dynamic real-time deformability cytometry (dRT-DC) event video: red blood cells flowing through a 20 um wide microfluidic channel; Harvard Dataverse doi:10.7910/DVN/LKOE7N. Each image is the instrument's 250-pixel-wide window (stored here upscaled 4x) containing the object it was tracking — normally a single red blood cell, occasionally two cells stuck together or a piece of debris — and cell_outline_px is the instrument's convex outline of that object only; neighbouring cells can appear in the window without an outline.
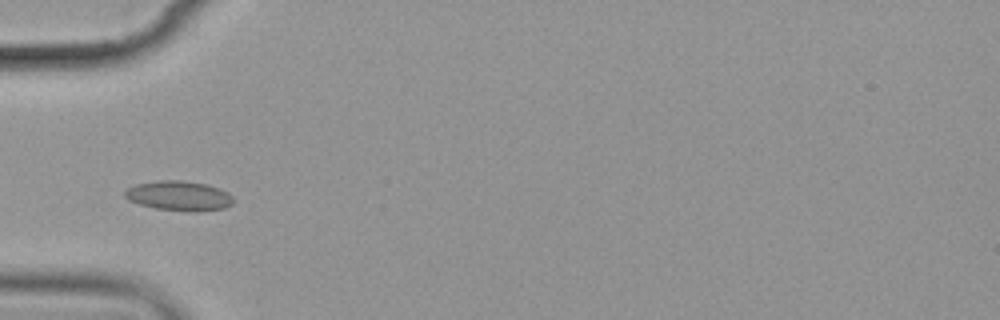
{"species": "common noctule bat (a hibernating species)", "species_latin": "Nyctalus noctula", "temperature_condition": "cold", "stored_images_in_passage": 7, "camera_frame_rate_fps": 3000, "um_per_image_px": 0.085, "animal": {"sex": "female", "body_mass_g": 19.9}, "frame": {"image": 1, "passage_image": 7, "time_ms": 7.0, "image_size_px": [1000, 320], "cell_outline_px": [[232, 204], [224, 208], [200, 212], [188, 212], [156, 208], [140, 204], [128, 200], [124, 196], [124, 192], [128, 188], [136, 184], [160, 180], [180, 180], [208, 184], [220, 188], [228, 192], [232, 196]], "centroid_in_image_um": [15.23, 16.65], "position_along_channel_um": 69.8, "area_um2": 18.96}}